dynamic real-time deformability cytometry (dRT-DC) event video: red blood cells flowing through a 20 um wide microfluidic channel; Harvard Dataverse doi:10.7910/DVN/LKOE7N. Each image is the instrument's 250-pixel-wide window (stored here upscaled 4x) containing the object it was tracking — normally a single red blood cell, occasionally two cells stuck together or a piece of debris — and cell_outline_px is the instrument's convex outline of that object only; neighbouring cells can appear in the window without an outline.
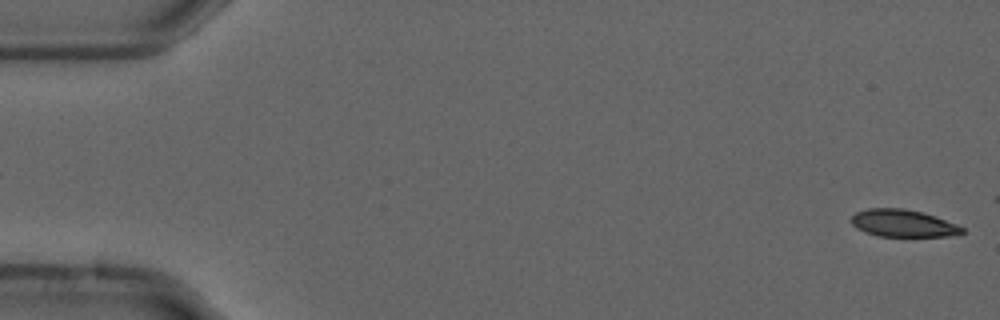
{"species": "common noctule bat (a hibernating species)", "species_latin": "Nyctalus noctula", "temperature_condition": "cold", "stored_images_in_passage": 15, "camera_frame_rate_fps": 3000, "um_per_image_px": 0.085, "animal": {"sex": "male", "forearm_length_mm": 52.5}, "frame": {"image": 1, "passage_image": 1, "time_ms": 0.0, "image_size_px": [1000, 320], "cell_outline_px": [[964, 232], [948, 236], [880, 236], [856, 228], [852, 224], [852, 216], [856, 212], [868, 208], [904, 208], [920, 212], [956, 224], [964, 228]], "centroid_in_image_um": [76.73, 18.97], "position_along_channel_um": 8.3, "area_um2": 17.22}}
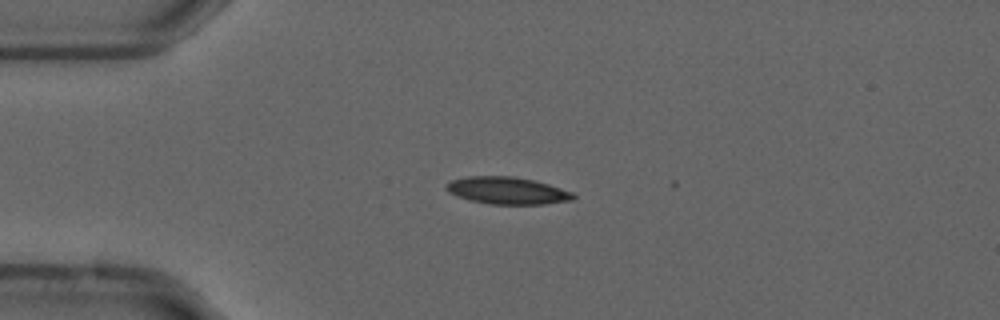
{"frame": {"image": 2, "passage_image": 13, "time_ms": 4.0, "image_size_px": [1000, 320], "cell_outline_px": [[576, 196], [572, 200], [544, 204], [492, 204], [472, 200], [448, 192], [448, 184], [452, 180], [468, 176], [512, 176], [532, 180], [548, 184], [572, 192]], "centroid_in_image_um": [43.16, 16.2], "position_along_channel_um": 41.8, "area_um2": 19.65}}